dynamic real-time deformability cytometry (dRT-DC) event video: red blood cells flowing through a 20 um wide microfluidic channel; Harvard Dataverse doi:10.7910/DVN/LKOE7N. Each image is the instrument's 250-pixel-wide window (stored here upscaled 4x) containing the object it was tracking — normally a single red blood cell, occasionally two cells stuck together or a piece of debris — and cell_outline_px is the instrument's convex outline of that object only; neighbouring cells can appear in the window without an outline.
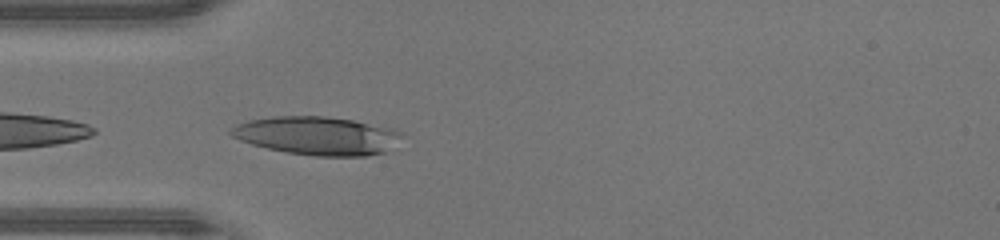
{"species": "human", "species_latin": "Homo sapiens", "temperature_condition": "warm", "stored_images_in_passage": 26, "camera_frame_rate_fps": 3000, "um_per_image_px": 0.085, "donor": {"sex": "male"}, "frame": {"image": 1, "passage_image": 1, "time_ms": 0.0, "image_size_px": [1000, 240], "cell_outline_px": [[400, 136], [384, 152], [364, 156], [316, 156], [288, 152], [268, 148], [252, 144], [240, 140], [232, 136], [228, 132], [236, 124], [248, 120], [272, 116], [324, 116], [352, 120], [392, 128], [400, 132]], "centroid_in_image_um": [26.88, 11.52], "position_along_channel_um": 58.1, "area_um2": 37.63}}
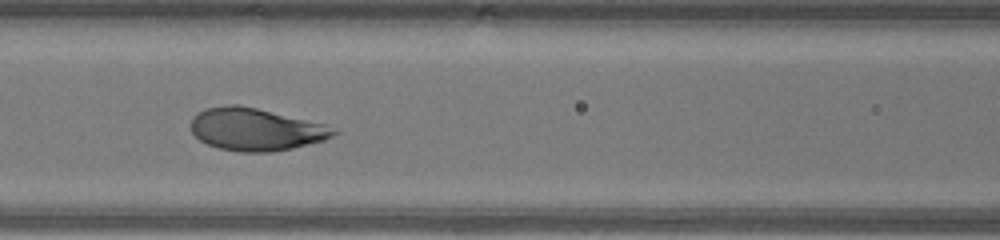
{"frame": {"image": 2, "passage_image": 7, "time_ms": 2.0, "image_size_px": [1000, 240], "cell_outline_px": [[340, 132], [324, 140], [292, 148], [272, 152], [240, 152], [220, 148], [208, 144], [200, 140], [192, 132], [192, 116], [204, 108], [228, 104], [240, 104], [324, 124], [340, 128]], "centroid_in_image_um": [21.76, 10.99], "position_along_channel_um": 144.8, "area_um2": 35.37}}
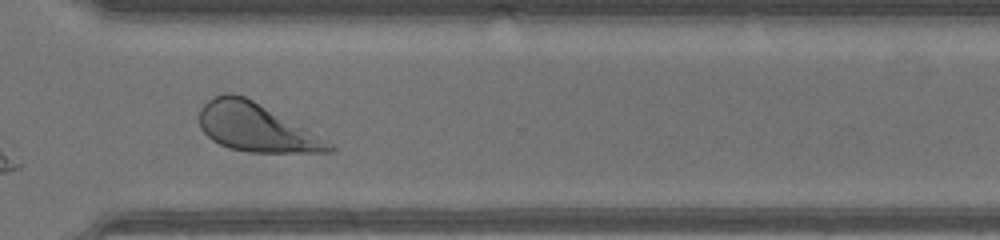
{"frame": {"image": 3, "passage_image": 21, "time_ms": 6.667, "image_size_px": [1000, 240], "cell_outline_px": [[336, 148], [332, 152], [248, 152], [228, 148], [212, 140], [200, 128], [200, 108], [212, 96], [224, 92], [228, 92], [244, 96], [252, 100], [304, 128], [332, 144]], "centroid_in_image_um": [21.69, 10.83], "position_along_channel_um": 348.9, "area_um2": 35.78}, "authors_computed_cell_mechanics": {"area_um2": 35.3736, "velocity_mm_per_s": 4.3817, "shape_relaxation_time_tau1_ms": 2.1287, "shape_relaxation_time_tau2_ms": null, "deformation_change_tau1": 0.1684, "deformation_change_tau2": null}}